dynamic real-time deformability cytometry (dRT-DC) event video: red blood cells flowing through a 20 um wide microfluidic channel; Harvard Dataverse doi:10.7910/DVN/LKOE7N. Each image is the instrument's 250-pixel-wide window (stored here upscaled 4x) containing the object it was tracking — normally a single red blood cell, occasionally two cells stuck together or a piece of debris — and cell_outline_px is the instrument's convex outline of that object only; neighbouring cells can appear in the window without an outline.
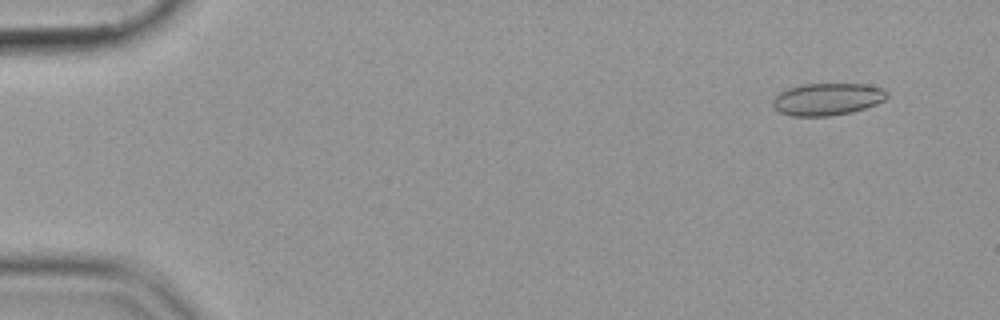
{"species": "common noctule bat (a hibernating species)", "species_latin": "Nyctalus noctula", "temperature_condition": "cold", "stored_images_in_passage": 55, "camera_frame_rate_fps": 3000, "um_per_image_px": 0.085, "animal": {"sex": "female", "body_mass_g": 19.9}, "frame": {"image": 1, "passage_image": 5, "time_ms": 1.333, "image_size_px": [1000, 320], "cell_outline_px": [[888, 96], [884, 100], [876, 104], [852, 112], [828, 116], [792, 116], [780, 112], [772, 104], [772, 100], [780, 92], [788, 88], [804, 84], [864, 84], [884, 88], [888, 92]], "centroid_in_image_um": [70.34, 8.42], "position_along_channel_um": 14.7, "area_um2": 21.39}}
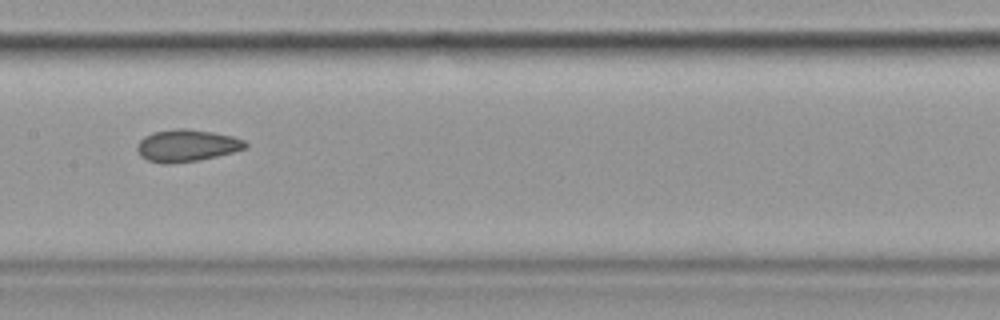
{"frame": {"image": 2, "passage_image": 29, "time_ms": 9.333, "image_size_px": [1000, 320], "cell_outline_px": [[248, 148], [216, 156], [196, 160], [168, 164], [164, 164], [148, 160], [140, 156], [136, 148], [136, 144], [144, 136], [152, 132], [176, 128], [188, 128], [212, 132], [232, 136], [244, 140], [248, 144]], "centroid_in_image_um": [15.85, 12.36], "position_along_channel_um": 191.6, "area_um2": 20.29}}
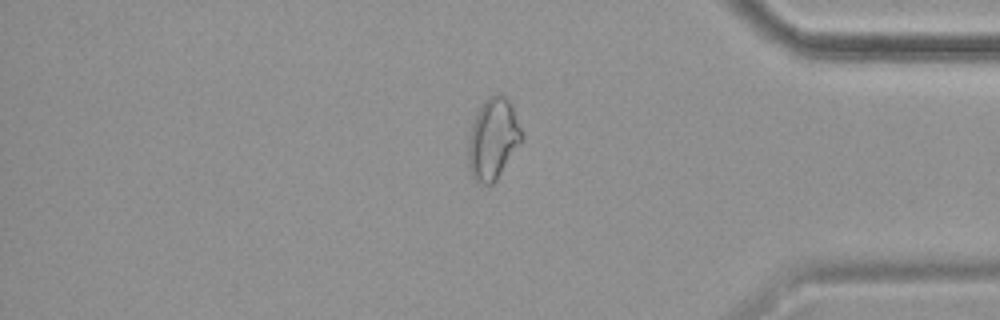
{"frame": {"image": 3, "passage_image": 47, "time_ms": 15.333, "image_size_px": [1000, 320], "cell_outline_px": [[520, 144], [496, 180], [492, 184], [480, 184], [472, 180], [468, 168], [468, 140], [472, 124], [476, 112], [484, 100], [488, 96], [496, 92], [500, 92], [512, 104], [520, 128]], "centroid_in_image_um": [41.86, 11.8], "position_along_channel_um": 393.3, "area_um2": 25.37}}